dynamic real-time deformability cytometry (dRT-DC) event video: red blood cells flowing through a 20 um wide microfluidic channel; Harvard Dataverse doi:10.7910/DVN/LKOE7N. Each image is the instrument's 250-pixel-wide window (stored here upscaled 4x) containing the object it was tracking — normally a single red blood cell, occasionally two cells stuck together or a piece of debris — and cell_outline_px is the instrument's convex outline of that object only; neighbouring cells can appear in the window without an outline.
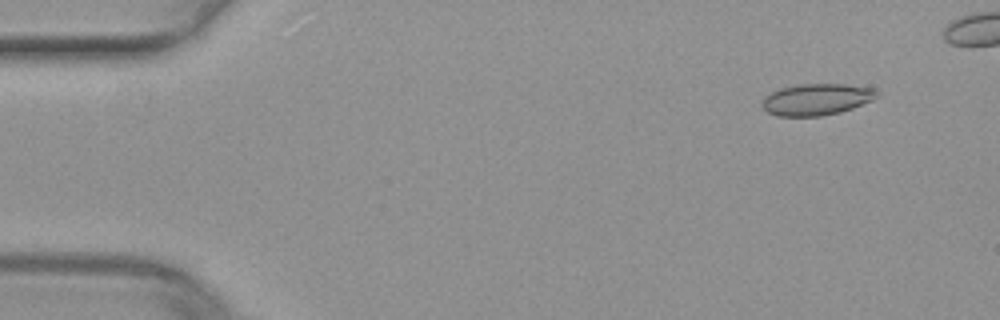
{"species": "common noctule bat (a hibernating species)", "species_latin": "Nyctalus noctula", "temperature_condition": "warm", "stored_images_in_passage": 6, "camera_frame_rate_fps": 3000, "um_per_image_px": 0.085, "animal": {"sex": "female", "body_mass_g": 29.2, "forearm_length_mm": 56.3}, "frame": {"image": 1, "passage_image": 1, "time_ms": 0.0, "image_size_px": [1000, 320], "cell_outline_px": [[876, 96], [872, 100], [852, 108], [840, 112], [820, 116], [776, 116], [768, 112], [760, 104], [764, 96], [780, 88], [800, 84], [844, 84], [876, 88]], "centroid_in_image_um": [69.37, 8.45], "position_along_channel_um": 15.6, "area_um2": 21.04}}